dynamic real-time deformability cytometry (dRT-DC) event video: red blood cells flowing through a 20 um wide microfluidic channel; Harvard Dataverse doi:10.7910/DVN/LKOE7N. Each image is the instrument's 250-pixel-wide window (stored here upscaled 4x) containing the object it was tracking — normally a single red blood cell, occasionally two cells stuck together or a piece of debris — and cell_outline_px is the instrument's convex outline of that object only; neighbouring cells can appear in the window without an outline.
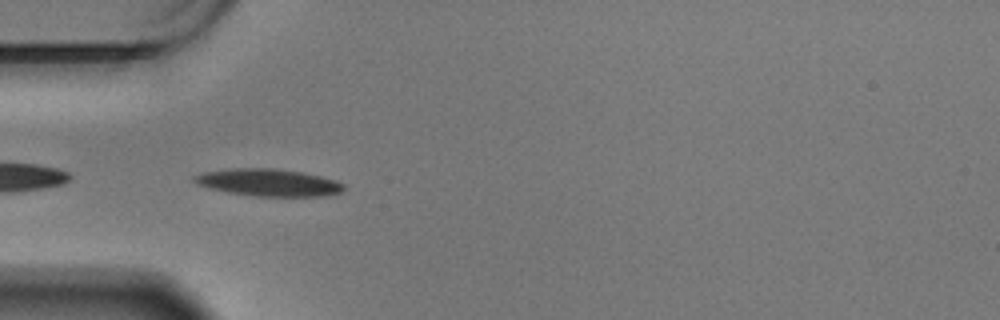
{"species": "Egyptian fruit bat (a non-hibernating species)", "species_latin": "Rousettus aegyptiacus", "temperature_condition": "warm", "stored_images_in_passage": 37, "camera_frame_rate_fps": 3000, "um_per_image_px": 0.085, "animal": {"sex": "male"}, "frame": {"image": 1, "passage_image": 2, "time_ms": 0.333, "image_size_px": [1000, 320], "cell_outline_px": [[344, 188], [340, 192], [328, 196], [256, 196], [228, 192], [208, 188], [196, 184], [192, 180], [192, 176], [204, 172], [236, 168], [276, 168], [304, 172], [336, 180], [344, 184]], "centroid_in_image_um": [22.82, 15.51], "position_along_channel_um": 62.2, "area_um2": 23.81}}
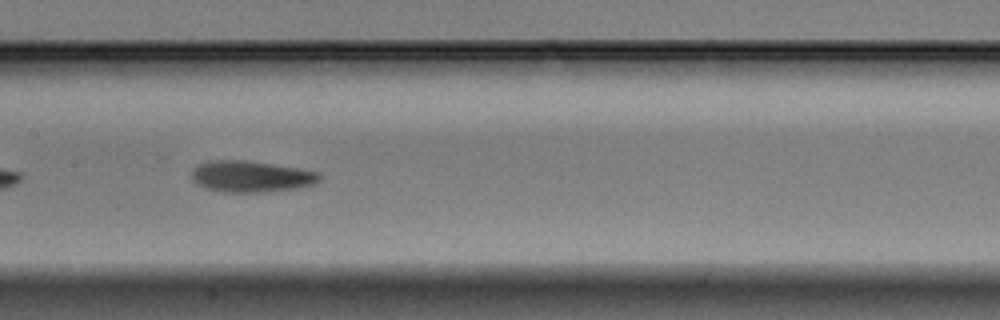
{"frame": {"image": 2, "passage_image": 13, "time_ms": 4.0, "image_size_px": [1000, 320], "cell_outline_px": [[320, 180], [312, 184], [296, 188], [260, 192], [220, 192], [208, 188], [192, 180], [192, 168], [196, 164], [208, 160], [248, 160], [296, 168], [316, 172], [320, 176]], "centroid_in_image_um": [21.27, 14.98], "position_along_channel_um": 186.1, "area_um2": 23.12}}
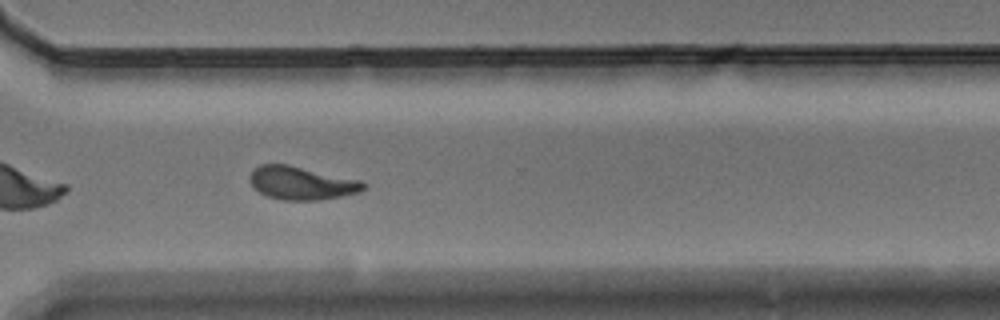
{"frame": {"image": 3, "passage_image": 27, "time_ms": 8.667, "image_size_px": [1000, 320], "cell_outline_px": [[368, 184], [360, 192], [320, 200], [284, 200], [268, 196], [260, 192], [248, 180], [248, 176], [260, 164], [288, 164], [364, 180]], "centroid_in_image_um": [25.68, 15.55], "position_along_channel_um": 344.9, "area_um2": 22.14}, "authors_computed_cell_mechanics": {"area_um2": 22.7154, "velocity_mm_per_s": 3.4108, "shape_relaxation_time_tau1_ms": 2.9802, "shape_relaxation_time_tau2_ms": 2.82, "deformation_change_tau1": 0.1588, "deformation_change_tau2": 0.0998}}